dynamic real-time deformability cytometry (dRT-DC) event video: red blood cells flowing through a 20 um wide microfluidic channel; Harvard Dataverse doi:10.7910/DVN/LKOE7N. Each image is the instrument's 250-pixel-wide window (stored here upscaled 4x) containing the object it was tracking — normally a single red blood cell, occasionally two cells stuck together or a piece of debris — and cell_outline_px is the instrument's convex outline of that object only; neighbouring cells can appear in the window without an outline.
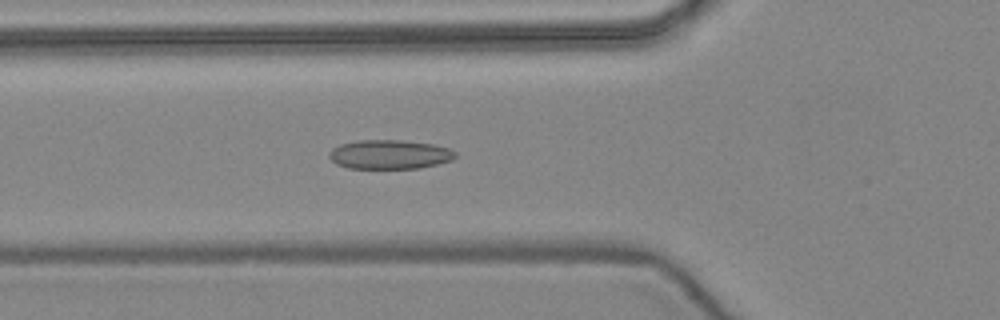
{"species": "common noctule bat (a hibernating species)", "species_latin": "Nyctalus noctula", "temperature_condition": "warm", "stored_images_in_passage": 42, "camera_frame_rate_fps": 3000, "um_per_image_px": 0.085, "animal": {"sex": "female", "body_mass_g": 24.6, "forearm_length_mm": 56.2}, "frame": {"image": 1, "passage_image": 9, "time_ms": 2.667, "image_size_px": [1000, 320], "cell_outline_px": [[456, 156], [452, 160], [420, 168], [348, 168], [336, 164], [328, 156], [328, 152], [332, 148], [340, 144], [360, 140], [400, 140], [432, 144], [448, 148], [456, 152]], "centroid_in_image_um": [33.09, 13.13], "position_along_channel_um": 92.7, "area_um2": 21.39}}
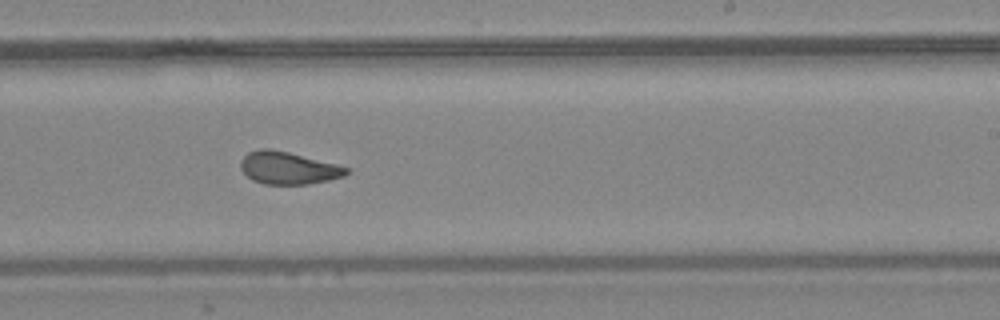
{"frame": {"image": 2, "passage_image": 22, "time_ms": 7.0, "image_size_px": [1000, 320], "cell_outline_px": [[348, 172], [344, 176], [328, 180], [308, 184], [264, 184], [252, 180], [240, 168], [240, 160], [248, 152], [260, 148], [268, 148], [288, 152], [336, 164], [348, 168]], "centroid_in_image_um": [24.46, 14.28], "position_along_channel_um": 264.5, "area_um2": 19.83}}
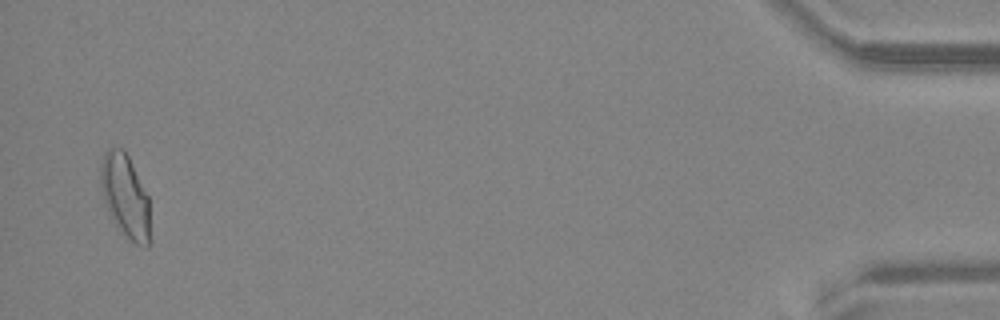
{"frame": {"image": 3, "passage_image": 41, "time_ms": 13.333, "image_size_px": [1000, 320], "cell_outline_px": [[148, 248], [144, 248], [136, 244], [124, 236], [116, 224], [104, 200], [100, 188], [100, 164], [104, 152], [108, 148], [124, 148], [148, 196]], "centroid_in_image_um": [10.61, 16.63], "position_along_channel_um": 424.6, "area_um2": 23.64}, "authors_computed_cell_mechanics": {"area_um2": 20.7213, "velocity_mm_per_s": 3.963, "shape_relaxation_time_tau1_ms": null, "shape_relaxation_time_tau2_ms": 1.5766, "deformation_change_tau1": null, "deformation_change_tau2": 0.0834}}